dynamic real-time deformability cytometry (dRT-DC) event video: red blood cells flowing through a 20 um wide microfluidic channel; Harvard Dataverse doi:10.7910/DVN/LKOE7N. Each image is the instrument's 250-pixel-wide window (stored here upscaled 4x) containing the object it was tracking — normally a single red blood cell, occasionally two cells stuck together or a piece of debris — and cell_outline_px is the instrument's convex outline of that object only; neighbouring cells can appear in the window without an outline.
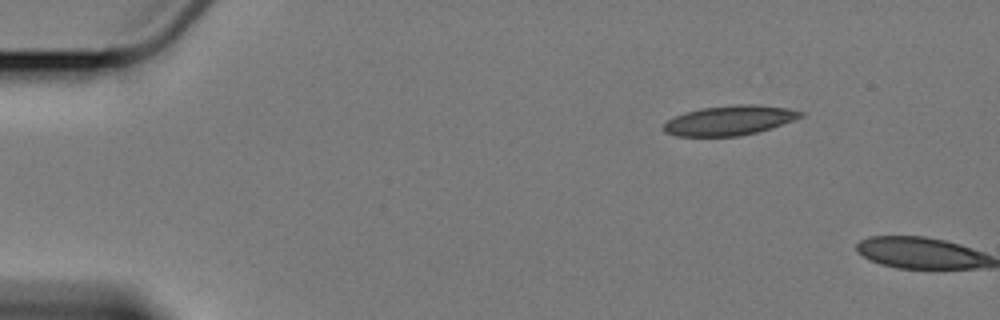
{"species": "Egyptian fruit bat (a non-hibernating species)", "species_latin": "Rousettus aegyptiacus", "temperature_condition": "cold", "stored_images_in_passage": 2, "camera_frame_rate_fps": 3000, "um_per_image_px": 0.085, "animal": {"sex": "female"}, "frame": {"image": 1, "passage_image": 1, "time_ms": 0.0, "image_size_px": [1000, 320], "cell_outline_px": [[804, 116], [772, 128], [740, 136], [676, 136], [664, 132], [664, 124], [668, 120], [676, 116], [700, 108], [736, 104], [752, 104], [788, 108], [804, 112]], "centroid_in_image_um": [62.04, 10.23], "position_along_channel_um": 23.0, "area_um2": 23.58}}